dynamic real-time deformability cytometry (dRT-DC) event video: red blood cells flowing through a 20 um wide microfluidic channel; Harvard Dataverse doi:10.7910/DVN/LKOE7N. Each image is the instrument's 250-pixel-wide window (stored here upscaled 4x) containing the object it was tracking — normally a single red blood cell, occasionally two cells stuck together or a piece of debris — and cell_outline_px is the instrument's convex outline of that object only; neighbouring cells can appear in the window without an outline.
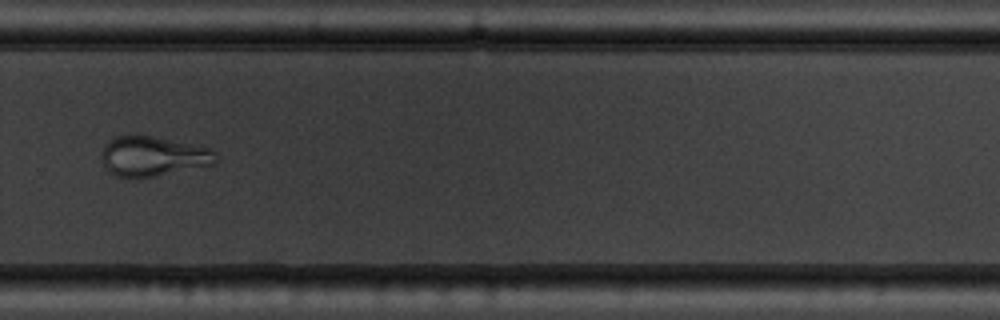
{"species": "common noctule bat (a hibernating species)", "species_latin": "Nyctalus noctula", "temperature_condition": "warm", "stored_images_in_passage": 10, "camera_frame_rate_fps": 3000, "um_per_image_px": 0.085, "animal": {"sex": "male", "body_mass_g": 19.5, "forearm_length_mm": 54.6}, "frame": {"image": 1, "passage_image": 10, "time_ms": 11.0, "image_size_px": [1000, 320], "cell_outline_px": [[216, 164], [140, 180], [132, 180], [116, 176], [104, 164], [100, 156], [100, 152], [104, 144], [112, 136], [152, 136], [212, 148], [216, 152]], "centroid_in_image_um": [12.99, 13.32], "position_along_channel_um": 316.8, "area_um2": 27.22}}